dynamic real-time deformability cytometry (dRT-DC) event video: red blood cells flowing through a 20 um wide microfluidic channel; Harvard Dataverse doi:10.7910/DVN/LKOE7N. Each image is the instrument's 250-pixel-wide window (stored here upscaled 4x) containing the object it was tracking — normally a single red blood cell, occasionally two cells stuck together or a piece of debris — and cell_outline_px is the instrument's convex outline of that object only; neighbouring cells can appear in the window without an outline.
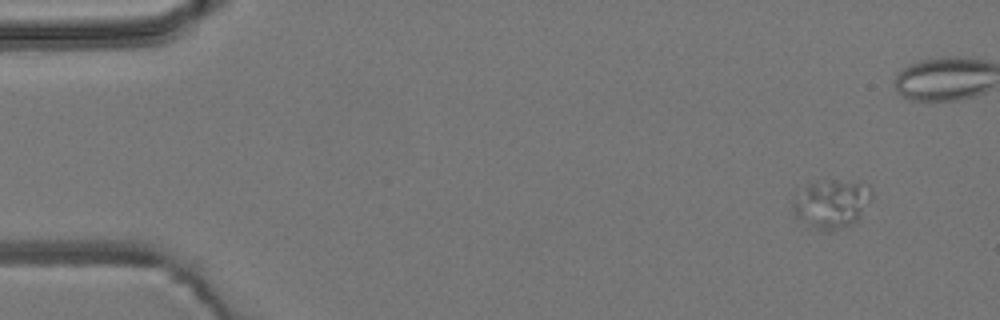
{"species": "common noctule bat (a hibernating species)", "species_latin": "Nyctalus noctula", "temperature_condition": "room temperature", "stored_images_in_passage": 5, "camera_frame_rate_fps": 3000, "um_per_image_px": 0.085, "animal": {"sex": "male", "body_mass_g": 19.2, "forearm_length_mm": 51.8}, "frame": {"image": 1, "passage_image": 1, "time_ms": 0.0, "image_size_px": [1000, 320], "cell_outline_px": [[872, 196], [860, 220], [852, 224], [832, 232], [828, 232], [816, 228], [796, 220], [792, 212], [792, 200], [812, 184], [856, 184], [872, 188]], "centroid_in_image_um": [70.67, 17.47], "position_along_channel_um": 14.3, "area_um2": 21.33}}